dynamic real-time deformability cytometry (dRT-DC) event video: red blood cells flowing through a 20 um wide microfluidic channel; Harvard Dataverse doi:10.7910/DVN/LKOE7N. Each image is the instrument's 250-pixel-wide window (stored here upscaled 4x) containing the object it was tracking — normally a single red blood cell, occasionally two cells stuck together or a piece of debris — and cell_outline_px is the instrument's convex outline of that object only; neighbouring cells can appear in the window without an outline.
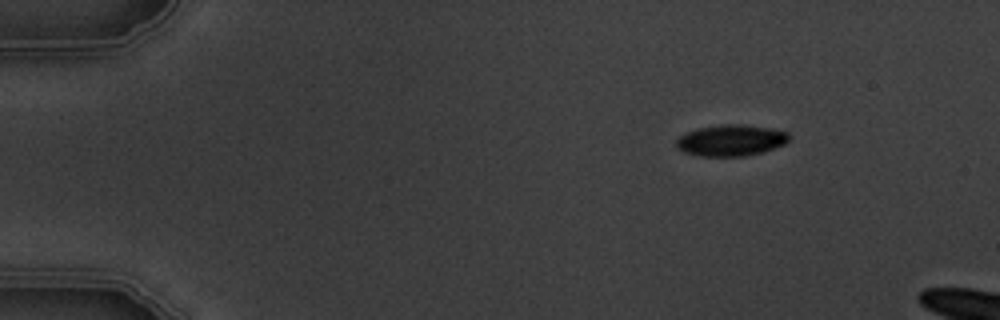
{"species": "common noctule bat (a hibernating species)", "species_latin": "Nyctalus noctula", "temperature_condition": "warm", "stored_images_in_passage": 6, "camera_frame_rate_fps": 3000, "um_per_image_px": 0.085, "animal": {"sex": "male", "body_mass_g": 19.5, "forearm_length_mm": 54.6}, "frame": {"image": 1, "passage_image": 6, "time_ms": 6.667, "image_size_px": [1000, 320], "cell_outline_px": [[788, 140], [784, 144], [764, 152], [744, 156], [700, 156], [684, 152], [676, 144], [676, 140], [680, 136], [696, 128], [724, 124], [740, 124], [768, 128], [788, 132]], "centroid_in_image_um": [62.13, 11.93], "position_along_channel_um": 22.9, "area_um2": 20.35}}